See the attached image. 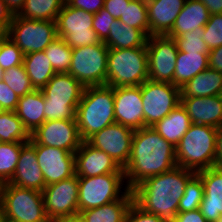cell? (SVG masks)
Wrapping results in <instances>:
<instances>
[{
	"label": "cell",
	"instance_id": "cell-6",
	"mask_svg": "<svg viewBox=\"0 0 222 222\" xmlns=\"http://www.w3.org/2000/svg\"><path fill=\"white\" fill-rule=\"evenodd\" d=\"M148 80L146 47L109 49L107 82L110 87L140 86Z\"/></svg>",
	"mask_w": 222,
	"mask_h": 222
},
{
	"label": "cell",
	"instance_id": "cell-38",
	"mask_svg": "<svg viewBox=\"0 0 222 222\" xmlns=\"http://www.w3.org/2000/svg\"><path fill=\"white\" fill-rule=\"evenodd\" d=\"M3 81L16 93L18 97H22L35 90L23 64L5 70Z\"/></svg>",
	"mask_w": 222,
	"mask_h": 222
},
{
	"label": "cell",
	"instance_id": "cell-22",
	"mask_svg": "<svg viewBox=\"0 0 222 222\" xmlns=\"http://www.w3.org/2000/svg\"><path fill=\"white\" fill-rule=\"evenodd\" d=\"M191 122L209 125L214 128L222 126V99L219 95L209 97H180Z\"/></svg>",
	"mask_w": 222,
	"mask_h": 222
},
{
	"label": "cell",
	"instance_id": "cell-51",
	"mask_svg": "<svg viewBox=\"0 0 222 222\" xmlns=\"http://www.w3.org/2000/svg\"><path fill=\"white\" fill-rule=\"evenodd\" d=\"M208 9L210 15L222 14V0H199Z\"/></svg>",
	"mask_w": 222,
	"mask_h": 222
},
{
	"label": "cell",
	"instance_id": "cell-27",
	"mask_svg": "<svg viewBox=\"0 0 222 222\" xmlns=\"http://www.w3.org/2000/svg\"><path fill=\"white\" fill-rule=\"evenodd\" d=\"M134 201L133 192L129 190L122 198L97 208L80 211L84 222H124L126 213Z\"/></svg>",
	"mask_w": 222,
	"mask_h": 222
},
{
	"label": "cell",
	"instance_id": "cell-16",
	"mask_svg": "<svg viewBox=\"0 0 222 222\" xmlns=\"http://www.w3.org/2000/svg\"><path fill=\"white\" fill-rule=\"evenodd\" d=\"M30 140L35 145L56 147L71 153H75L83 142L76 118L74 120L45 121L31 134Z\"/></svg>",
	"mask_w": 222,
	"mask_h": 222
},
{
	"label": "cell",
	"instance_id": "cell-47",
	"mask_svg": "<svg viewBox=\"0 0 222 222\" xmlns=\"http://www.w3.org/2000/svg\"><path fill=\"white\" fill-rule=\"evenodd\" d=\"M14 15L6 6L3 0H0V36H6L9 26L13 21Z\"/></svg>",
	"mask_w": 222,
	"mask_h": 222
},
{
	"label": "cell",
	"instance_id": "cell-57",
	"mask_svg": "<svg viewBox=\"0 0 222 222\" xmlns=\"http://www.w3.org/2000/svg\"><path fill=\"white\" fill-rule=\"evenodd\" d=\"M4 110H3V108H2V106H1V104H0V113L1 112H3Z\"/></svg>",
	"mask_w": 222,
	"mask_h": 222
},
{
	"label": "cell",
	"instance_id": "cell-7",
	"mask_svg": "<svg viewBox=\"0 0 222 222\" xmlns=\"http://www.w3.org/2000/svg\"><path fill=\"white\" fill-rule=\"evenodd\" d=\"M0 197L6 222H51L40 191L7 182L2 185Z\"/></svg>",
	"mask_w": 222,
	"mask_h": 222
},
{
	"label": "cell",
	"instance_id": "cell-58",
	"mask_svg": "<svg viewBox=\"0 0 222 222\" xmlns=\"http://www.w3.org/2000/svg\"><path fill=\"white\" fill-rule=\"evenodd\" d=\"M219 96H220V97H221V99H222V88H221V91H220Z\"/></svg>",
	"mask_w": 222,
	"mask_h": 222
},
{
	"label": "cell",
	"instance_id": "cell-13",
	"mask_svg": "<svg viewBox=\"0 0 222 222\" xmlns=\"http://www.w3.org/2000/svg\"><path fill=\"white\" fill-rule=\"evenodd\" d=\"M148 53V79L173 84L178 48L176 41L168 36H149L146 44Z\"/></svg>",
	"mask_w": 222,
	"mask_h": 222
},
{
	"label": "cell",
	"instance_id": "cell-52",
	"mask_svg": "<svg viewBox=\"0 0 222 222\" xmlns=\"http://www.w3.org/2000/svg\"><path fill=\"white\" fill-rule=\"evenodd\" d=\"M13 15H18L22 10L26 0H3Z\"/></svg>",
	"mask_w": 222,
	"mask_h": 222
},
{
	"label": "cell",
	"instance_id": "cell-17",
	"mask_svg": "<svg viewBox=\"0 0 222 222\" xmlns=\"http://www.w3.org/2000/svg\"><path fill=\"white\" fill-rule=\"evenodd\" d=\"M35 152L45 185H51L75 175V153L43 145H35Z\"/></svg>",
	"mask_w": 222,
	"mask_h": 222
},
{
	"label": "cell",
	"instance_id": "cell-54",
	"mask_svg": "<svg viewBox=\"0 0 222 222\" xmlns=\"http://www.w3.org/2000/svg\"><path fill=\"white\" fill-rule=\"evenodd\" d=\"M0 222H6L1 197H0Z\"/></svg>",
	"mask_w": 222,
	"mask_h": 222
},
{
	"label": "cell",
	"instance_id": "cell-4",
	"mask_svg": "<svg viewBox=\"0 0 222 222\" xmlns=\"http://www.w3.org/2000/svg\"><path fill=\"white\" fill-rule=\"evenodd\" d=\"M217 128L192 123L176 146L178 167L198 172L215 167Z\"/></svg>",
	"mask_w": 222,
	"mask_h": 222
},
{
	"label": "cell",
	"instance_id": "cell-36",
	"mask_svg": "<svg viewBox=\"0 0 222 222\" xmlns=\"http://www.w3.org/2000/svg\"><path fill=\"white\" fill-rule=\"evenodd\" d=\"M119 20L128 26L143 30L149 36L146 0H131Z\"/></svg>",
	"mask_w": 222,
	"mask_h": 222
},
{
	"label": "cell",
	"instance_id": "cell-37",
	"mask_svg": "<svg viewBox=\"0 0 222 222\" xmlns=\"http://www.w3.org/2000/svg\"><path fill=\"white\" fill-rule=\"evenodd\" d=\"M203 196V182L201 178L195 174L186 184L184 194L179 200L178 213L200 209Z\"/></svg>",
	"mask_w": 222,
	"mask_h": 222
},
{
	"label": "cell",
	"instance_id": "cell-15",
	"mask_svg": "<svg viewBox=\"0 0 222 222\" xmlns=\"http://www.w3.org/2000/svg\"><path fill=\"white\" fill-rule=\"evenodd\" d=\"M133 134V129L115 122L92 135L87 142L107 153L124 169L131 156Z\"/></svg>",
	"mask_w": 222,
	"mask_h": 222
},
{
	"label": "cell",
	"instance_id": "cell-11",
	"mask_svg": "<svg viewBox=\"0 0 222 222\" xmlns=\"http://www.w3.org/2000/svg\"><path fill=\"white\" fill-rule=\"evenodd\" d=\"M94 14L64 3L56 18L57 35L71 48L100 43L97 33L92 29Z\"/></svg>",
	"mask_w": 222,
	"mask_h": 222
},
{
	"label": "cell",
	"instance_id": "cell-32",
	"mask_svg": "<svg viewBox=\"0 0 222 222\" xmlns=\"http://www.w3.org/2000/svg\"><path fill=\"white\" fill-rule=\"evenodd\" d=\"M64 0H26L18 16L32 20L55 21Z\"/></svg>",
	"mask_w": 222,
	"mask_h": 222
},
{
	"label": "cell",
	"instance_id": "cell-12",
	"mask_svg": "<svg viewBox=\"0 0 222 222\" xmlns=\"http://www.w3.org/2000/svg\"><path fill=\"white\" fill-rule=\"evenodd\" d=\"M145 126H153L180 104V88L172 83L146 80L141 84Z\"/></svg>",
	"mask_w": 222,
	"mask_h": 222
},
{
	"label": "cell",
	"instance_id": "cell-5",
	"mask_svg": "<svg viewBox=\"0 0 222 222\" xmlns=\"http://www.w3.org/2000/svg\"><path fill=\"white\" fill-rule=\"evenodd\" d=\"M85 87L69 73H56L41 91L45 121L74 120Z\"/></svg>",
	"mask_w": 222,
	"mask_h": 222
},
{
	"label": "cell",
	"instance_id": "cell-41",
	"mask_svg": "<svg viewBox=\"0 0 222 222\" xmlns=\"http://www.w3.org/2000/svg\"><path fill=\"white\" fill-rule=\"evenodd\" d=\"M202 39L209 50L222 45V14L210 15L209 21L204 26Z\"/></svg>",
	"mask_w": 222,
	"mask_h": 222
},
{
	"label": "cell",
	"instance_id": "cell-28",
	"mask_svg": "<svg viewBox=\"0 0 222 222\" xmlns=\"http://www.w3.org/2000/svg\"><path fill=\"white\" fill-rule=\"evenodd\" d=\"M222 73L207 68L180 88V97H209L220 94Z\"/></svg>",
	"mask_w": 222,
	"mask_h": 222
},
{
	"label": "cell",
	"instance_id": "cell-34",
	"mask_svg": "<svg viewBox=\"0 0 222 222\" xmlns=\"http://www.w3.org/2000/svg\"><path fill=\"white\" fill-rule=\"evenodd\" d=\"M24 144L25 143L20 142H0V182L2 184L9 182L13 177L19 160L21 147Z\"/></svg>",
	"mask_w": 222,
	"mask_h": 222
},
{
	"label": "cell",
	"instance_id": "cell-3",
	"mask_svg": "<svg viewBox=\"0 0 222 222\" xmlns=\"http://www.w3.org/2000/svg\"><path fill=\"white\" fill-rule=\"evenodd\" d=\"M75 118L80 137L87 141L92 135L115 123L113 87H85L76 108Z\"/></svg>",
	"mask_w": 222,
	"mask_h": 222
},
{
	"label": "cell",
	"instance_id": "cell-14",
	"mask_svg": "<svg viewBox=\"0 0 222 222\" xmlns=\"http://www.w3.org/2000/svg\"><path fill=\"white\" fill-rule=\"evenodd\" d=\"M78 176L75 174L42 190L45 212L52 222L58 218L79 214Z\"/></svg>",
	"mask_w": 222,
	"mask_h": 222
},
{
	"label": "cell",
	"instance_id": "cell-49",
	"mask_svg": "<svg viewBox=\"0 0 222 222\" xmlns=\"http://www.w3.org/2000/svg\"><path fill=\"white\" fill-rule=\"evenodd\" d=\"M208 60L209 68L222 73V45L210 50Z\"/></svg>",
	"mask_w": 222,
	"mask_h": 222
},
{
	"label": "cell",
	"instance_id": "cell-40",
	"mask_svg": "<svg viewBox=\"0 0 222 222\" xmlns=\"http://www.w3.org/2000/svg\"><path fill=\"white\" fill-rule=\"evenodd\" d=\"M24 53L7 36H0V68L5 71L23 64Z\"/></svg>",
	"mask_w": 222,
	"mask_h": 222
},
{
	"label": "cell",
	"instance_id": "cell-29",
	"mask_svg": "<svg viewBox=\"0 0 222 222\" xmlns=\"http://www.w3.org/2000/svg\"><path fill=\"white\" fill-rule=\"evenodd\" d=\"M148 35L143 31L120 20H115L110 26L108 38L104 41L109 49H128L146 47Z\"/></svg>",
	"mask_w": 222,
	"mask_h": 222
},
{
	"label": "cell",
	"instance_id": "cell-30",
	"mask_svg": "<svg viewBox=\"0 0 222 222\" xmlns=\"http://www.w3.org/2000/svg\"><path fill=\"white\" fill-rule=\"evenodd\" d=\"M209 68L208 55L204 53L182 52L178 50L173 85L183 87L198 73Z\"/></svg>",
	"mask_w": 222,
	"mask_h": 222
},
{
	"label": "cell",
	"instance_id": "cell-18",
	"mask_svg": "<svg viewBox=\"0 0 222 222\" xmlns=\"http://www.w3.org/2000/svg\"><path fill=\"white\" fill-rule=\"evenodd\" d=\"M115 122L133 130L146 127L140 86L114 87Z\"/></svg>",
	"mask_w": 222,
	"mask_h": 222
},
{
	"label": "cell",
	"instance_id": "cell-19",
	"mask_svg": "<svg viewBox=\"0 0 222 222\" xmlns=\"http://www.w3.org/2000/svg\"><path fill=\"white\" fill-rule=\"evenodd\" d=\"M108 173H124L107 153L83 141L75 152V174L78 177H95Z\"/></svg>",
	"mask_w": 222,
	"mask_h": 222
},
{
	"label": "cell",
	"instance_id": "cell-33",
	"mask_svg": "<svg viewBox=\"0 0 222 222\" xmlns=\"http://www.w3.org/2000/svg\"><path fill=\"white\" fill-rule=\"evenodd\" d=\"M31 134L24 127L15 111H3L0 113V142L26 143L30 141Z\"/></svg>",
	"mask_w": 222,
	"mask_h": 222
},
{
	"label": "cell",
	"instance_id": "cell-8",
	"mask_svg": "<svg viewBox=\"0 0 222 222\" xmlns=\"http://www.w3.org/2000/svg\"><path fill=\"white\" fill-rule=\"evenodd\" d=\"M109 48L104 42L72 48L68 73L84 87L102 86L107 82Z\"/></svg>",
	"mask_w": 222,
	"mask_h": 222
},
{
	"label": "cell",
	"instance_id": "cell-23",
	"mask_svg": "<svg viewBox=\"0 0 222 222\" xmlns=\"http://www.w3.org/2000/svg\"><path fill=\"white\" fill-rule=\"evenodd\" d=\"M186 0H146L149 36L167 35Z\"/></svg>",
	"mask_w": 222,
	"mask_h": 222
},
{
	"label": "cell",
	"instance_id": "cell-43",
	"mask_svg": "<svg viewBox=\"0 0 222 222\" xmlns=\"http://www.w3.org/2000/svg\"><path fill=\"white\" fill-rule=\"evenodd\" d=\"M124 222H165L159 216L151 214L139 207L134 201L129 207Z\"/></svg>",
	"mask_w": 222,
	"mask_h": 222
},
{
	"label": "cell",
	"instance_id": "cell-50",
	"mask_svg": "<svg viewBox=\"0 0 222 222\" xmlns=\"http://www.w3.org/2000/svg\"><path fill=\"white\" fill-rule=\"evenodd\" d=\"M215 167H222V126L217 129Z\"/></svg>",
	"mask_w": 222,
	"mask_h": 222
},
{
	"label": "cell",
	"instance_id": "cell-25",
	"mask_svg": "<svg viewBox=\"0 0 222 222\" xmlns=\"http://www.w3.org/2000/svg\"><path fill=\"white\" fill-rule=\"evenodd\" d=\"M44 108V95L41 89H35L19 97L15 113L30 134L45 122Z\"/></svg>",
	"mask_w": 222,
	"mask_h": 222
},
{
	"label": "cell",
	"instance_id": "cell-20",
	"mask_svg": "<svg viewBox=\"0 0 222 222\" xmlns=\"http://www.w3.org/2000/svg\"><path fill=\"white\" fill-rule=\"evenodd\" d=\"M39 166L35 144L30 140L21 147L15 173L8 183L42 192L46 185Z\"/></svg>",
	"mask_w": 222,
	"mask_h": 222
},
{
	"label": "cell",
	"instance_id": "cell-26",
	"mask_svg": "<svg viewBox=\"0 0 222 222\" xmlns=\"http://www.w3.org/2000/svg\"><path fill=\"white\" fill-rule=\"evenodd\" d=\"M191 124L189 115L180 103L167 116L151 127L166 141L176 147Z\"/></svg>",
	"mask_w": 222,
	"mask_h": 222
},
{
	"label": "cell",
	"instance_id": "cell-2",
	"mask_svg": "<svg viewBox=\"0 0 222 222\" xmlns=\"http://www.w3.org/2000/svg\"><path fill=\"white\" fill-rule=\"evenodd\" d=\"M195 174V171L177 166L150 177L132 190L134 202L165 222H172L178 213L179 200L186 184Z\"/></svg>",
	"mask_w": 222,
	"mask_h": 222
},
{
	"label": "cell",
	"instance_id": "cell-59",
	"mask_svg": "<svg viewBox=\"0 0 222 222\" xmlns=\"http://www.w3.org/2000/svg\"><path fill=\"white\" fill-rule=\"evenodd\" d=\"M2 185H3V184L0 182V195H1V188H2Z\"/></svg>",
	"mask_w": 222,
	"mask_h": 222
},
{
	"label": "cell",
	"instance_id": "cell-55",
	"mask_svg": "<svg viewBox=\"0 0 222 222\" xmlns=\"http://www.w3.org/2000/svg\"><path fill=\"white\" fill-rule=\"evenodd\" d=\"M4 71L0 68V81L3 80Z\"/></svg>",
	"mask_w": 222,
	"mask_h": 222
},
{
	"label": "cell",
	"instance_id": "cell-10",
	"mask_svg": "<svg viewBox=\"0 0 222 222\" xmlns=\"http://www.w3.org/2000/svg\"><path fill=\"white\" fill-rule=\"evenodd\" d=\"M6 36L24 55L43 51L58 37L56 21L32 20L14 15Z\"/></svg>",
	"mask_w": 222,
	"mask_h": 222
},
{
	"label": "cell",
	"instance_id": "cell-46",
	"mask_svg": "<svg viewBox=\"0 0 222 222\" xmlns=\"http://www.w3.org/2000/svg\"><path fill=\"white\" fill-rule=\"evenodd\" d=\"M130 1L131 0H105L104 9L109 12L114 19L119 20Z\"/></svg>",
	"mask_w": 222,
	"mask_h": 222
},
{
	"label": "cell",
	"instance_id": "cell-42",
	"mask_svg": "<svg viewBox=\"0 0 222 222\" xmlns=\"http://www.w3.org/2000/svg\"><path fill=\"white\" fill-rule=\"evenodd\" d=\"M115 20L104 8L94 14L92 29L97 33L100 41L104 42L108 38L110 26Z\"/></svg>",
	"mask_w": 222,
	"mask_h": 222
},
{
	"label": "cell",
	"instance_id": "cell-44",
	"mask_svg": "<svg viewBox=\"0 0 222 222\" xmlns=\"http://www.w3.org/2000/svg\"><path fill=\"white\" fill-rule=\"evenodd\" d=\"M19 97L3 81H0V104L5 111H15Z\"/></svg>",
	"mask_w": 222,
	"mask_h": 222
},
{
	"label": "cell",
	"instance_id": "cell-35",
	"mask_svg": "<svg viewBox=\"0 0 222 222\" xmlns=\"http://www.w3.org/2000/svg\"><path fill=\"white\" fill-rule=\"evenodd\" d=\"M56 73H68L72 48L62 38L57 37L44 50Z\"/></svg>",
	"mask_w": 222,
	"mask_h": 222
},
{
	"label": "cell",
	"instance_id": "cell-9",
	"mask_svg": "<svg viewBox=\"0 0 222 222\" xmlns=\"http://www.w3.org/2000/svg\"><path fill=\"white\" fill-rule=\"evenodd\" d=\"M124 182H126L124 173H108L95 177H78L79 212L119 200L129 191Z\"/></svg>",
	"mask_w": 222,
	"mask_h": 222
},
{
	"label": "cell",
	"instance_id": "cell-39",
	"mask_svg": "<svg viewBox=\"0 0 222 222\" xmlns=\"http://www.w3.org/2000/svg\"><path fill=\"white\" fill-rule=\"evenodd\" d=\"M203 33L204 27H201L184 33L180 37H175L174 40L176 41L178 50L186 53L193 52L208 55L210 50L202 39Z\"/></svg>",
	"mask_w": 222,
	"mask_h": 222
},
{
	"label": "cell",
	"instance_id": "cell-21",
	"mask_svg": "<svg viewBox=\"0 0 222 222\" xmlns=\"http://www.w3.org/2000/svg\"><path fill=\"white\" fill-rule=\"evenodd\" d=\"M204 186L200 211L208 222H216L222 215V167L196 172Z\"/></svg>",
	"mask_w": 222,
	"mask_h": 222
},
{
	"label": "cell",
	"instance_id": "cell-31",
	"mask_svg": "<svg viewBox=\"0 0 222 222\" xmlns=\"http://www.w3.org/2000/svg\"><path fill=\"white\" fill-rule=\"evenodd\" d=\"M23 65L35 89H42L56 74L44 50L24 55Z\"/></svg>",
	"mask_w": 222,
	"mask_h": 222
},
{
	"label": "cell",
	"instance_id": "cell-48",
	"mask_svg": "<svg viewBox=\"0 0 222 222\" xmlns=\"http://www.w3.org/2000/svg\"><path fill=\"white\" fill-rule=\"evenodd\" d=\"M172 222H208L200 209L177 213Z\"/></svg>",
	"mask_w": 222,
	"mask_h": 222
},
{
	"label": "cell",
	"instance_id": "cell-56",
	"mask_svg": "<svg viewBox=\"0 0 222 222\" xmlns=\"http://www.w3.org/2000/svg\"><path fill=\"white\" fill-rule=\"evenodd\" d=\"M216 222H222V215L220 216V218Z\"/></svg>",
	"mask_w": 222,
	"mask_h": 222
},
{
	"label": "cell",
	"instance_id": "cell-45",
	"mask_svg": "<svg viewBox=\"0 0 222 222\" xmlns=\"http://www.w3.org/2000/svg\"><path fill=\"white\" fill-rule=\"evenodd\" d=\"M69 6L95 14L104 8L105 0H68Z\"/></svg>",
	"mask_w": 222,
	"mask_h": 222
},
{
	"label": "cell",
	"instance_id": "cell-1",
	"mask_svg": "<svg viewBox=\"0 0 222 222\" xmlns=\"http://www.w3.org/2000/svg\"><path fill=\"white\" fill-rule=\"evenodd\" d=\"M177 167L176 147L146 126L134 130L131 156L124 168L126 186L133 190L146 179Z\"/></svg>",
	"mask_w": 222,
	"mask_h": 222
},
{
	"label": "cell",
	"instance_id": "cell-24",
	"mask_svg": "<svg viewBox=\"0 0 222 222\" xmlns=\"http://www.w3.org/2000/svg\"><path fill=\"white\" fill-rule=\"evenodd\" d=\"M210 13L199 0H186L184 7L175 19L171 31L166 35L170 38L204 27L209 21Z\"/></svg>",
	"mask_w": 222,
	"mask_h": 222
},
{
	"label": "cell",
	"instance_id": "cell-53",
	"mask_svg": "<svg viewBox=\"0 0 222 222\" xmlns=\"http://www.w3.org/2000/svg\"><path fill=\"white\" fill-rule=\"evenodd\" d=\"M52 222H84L79 214L58 218Z\"/></svg>",
	"mask_w": 222,
	"mask_h": 222
}]
</instances>
